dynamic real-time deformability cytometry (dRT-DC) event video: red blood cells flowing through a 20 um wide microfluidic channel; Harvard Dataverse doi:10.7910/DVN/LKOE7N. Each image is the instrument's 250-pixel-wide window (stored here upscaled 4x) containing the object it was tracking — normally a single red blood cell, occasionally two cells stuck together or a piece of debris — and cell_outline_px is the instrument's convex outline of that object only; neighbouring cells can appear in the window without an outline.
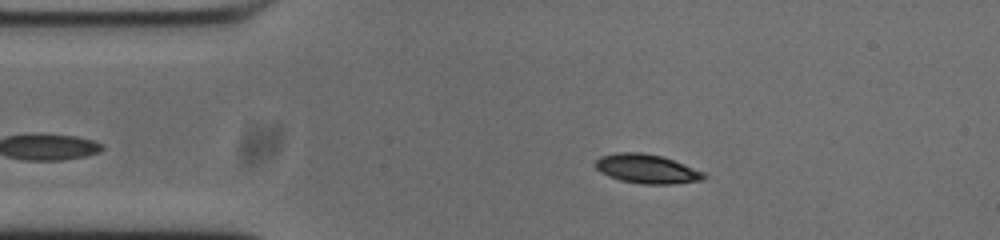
{"species": "common noctule bat (a hibernating species)", "species_latin": "Nyctalus noctula", "temperature_condition": "cold", "stored_images_in_passage": 45, "camera_frame_rate_fps": 3000, "um_per_image_px": 0.085, "animal": {"sex": "male", "body_mass_g": 20.0, "forearm_length_mm": 53.3}, "frame": {"image": 1, "passage_image": 7, "time_ms": 2.0, "image_size_px": [1000, 240], "cell_outline_px": [[708, 176], [704, 180], [672, 184], [640, 184], [620, 180], [608, 176], [600, 172], [592, 164], [600, 156], [616, 152], [640, 152], [660, 156], [684, 164], [704, 172]], "centroid_in_image_um": [54.95, 14.36], "position_along_channel_um": 30.0, "area_um2": 18.55}}
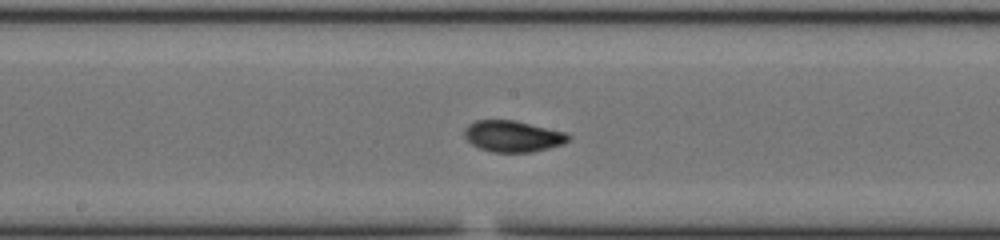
{"frame": {"image": 2, "passage_image": 24, "time_ms": 7.667, "image_size_px": [1000, 240], "cell_outline_px": [[572, 140], [564, 144], [532, 152], [492, 152], [480, 148], [472, 144], [464, 136], [464, 128], [468, 124], [476, 120], [516, 120], [568, 132], [572, 136]], "centroid_in_image_um": [43.65, 11.57], "position_along_channel_um": 204.6, "area_um2": 19.31}}
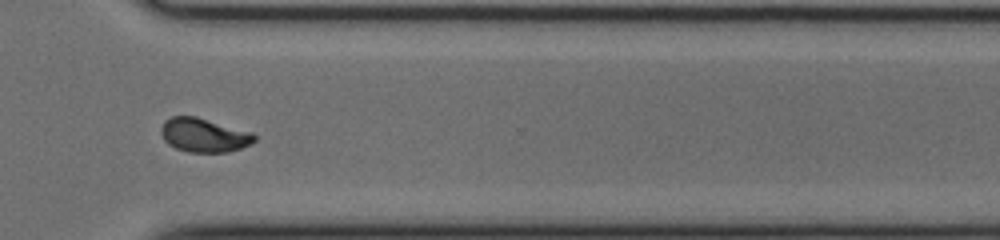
{"frame": {"image": 3, "passage_image": 36, "time_ms": 11.667, "image_size_px": [1000, 240], "cell_outline_px": [[256, 140], [240, 148], [228, 152], [188, 152], [176, 148], [168, 144], [164, 140], [160, 132], [160, 128], [164, 120], [172, 116], [196, 116], [252, 132], [256, 136]], "centroid_in_image_um": [17.3, 11.48], "position_along_channel_um": 353.3, "area_um2": 18.5}, "authors_computed_cell_mechanics": {"area_um2": 18.496, "velocity_mm_per_s": 3.7121, "shape_relaxation_time_tau1_ms": 5.1003, "shape_relaxation_time_tau2_ms": 1.5251, "deformation_change_tau1": 0.172, "deformation_change_tau2": 0.0479}}